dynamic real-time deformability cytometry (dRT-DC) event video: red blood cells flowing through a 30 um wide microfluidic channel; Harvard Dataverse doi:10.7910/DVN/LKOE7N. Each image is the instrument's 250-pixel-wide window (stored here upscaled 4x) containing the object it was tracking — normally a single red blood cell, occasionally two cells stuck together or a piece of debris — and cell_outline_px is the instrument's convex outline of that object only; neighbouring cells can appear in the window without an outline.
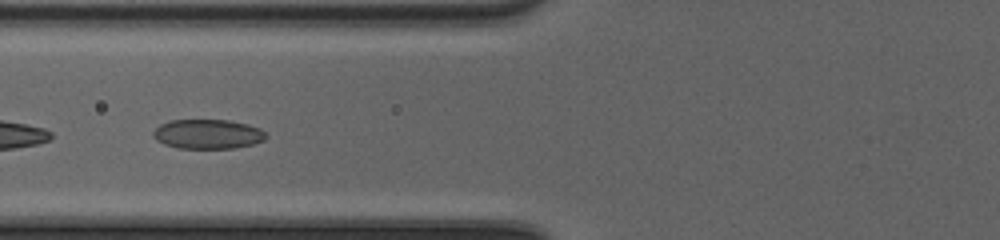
{"species": "common noctule bat (a hibernating species)", "species_latin": "Nyctalus noctula", "temperature_condition": "cold", "stored_images_in_passage": 9, "camera_frame_rate_fps": 3000, "um_per_image_px": 0.085, "animal": {"sex": "female", "body_mass_g": 20.0, "forearm_length_mm": 54.0}, "frame": {"image": 1, "passage_image": 6, "time_ms": 1.667, "image_size_px": [1000, 240], "cell_outline_px": [[268, 136], [264, 140], [252, 144], [232, 148], [180, 148], [164, 144], [156, 140], [152, 136], [152, 132], [160, 124], [168, 120], [228, 120], [248, 124], [260, 128]], "centroid_in_image_um": [17.64, 11.39], "position_along_channel_um": 108.2, "area_um2": 19.42}}